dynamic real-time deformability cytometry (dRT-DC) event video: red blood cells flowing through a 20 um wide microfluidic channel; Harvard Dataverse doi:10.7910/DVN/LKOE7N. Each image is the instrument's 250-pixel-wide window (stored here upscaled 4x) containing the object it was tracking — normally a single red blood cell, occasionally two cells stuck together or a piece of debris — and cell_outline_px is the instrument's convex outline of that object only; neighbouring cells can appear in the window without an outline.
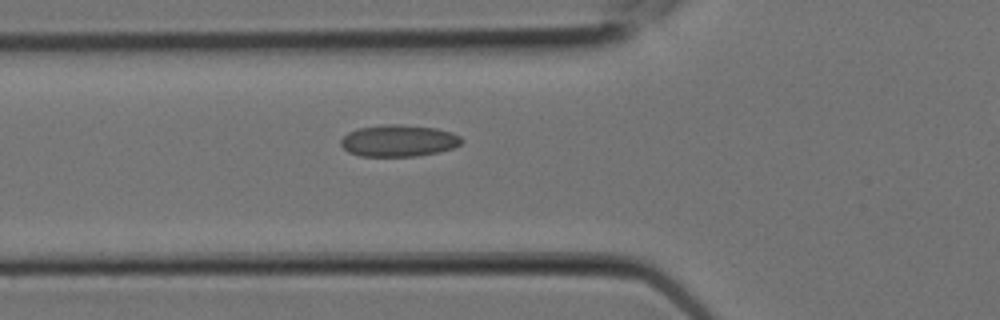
{"species": "Egyptian fruit bat (a non-hibernating species)", "species_latin": "Rousettus aegyptiacus", "temperature_condition": "room temperature", "stored_images_in_passage": 8, "camera_frame_rate_fps": 3000, "um_per_image_px": 0.085, "animal": {"sex": "female"}, "frame": {"image": 1, "passage_image": 8, "time_ms": 2.333, "image_size_px": [1000, 320], "cell_outline_px": [[464, 140], [460, 144], [452, 148], [436, 152], [416, 156], [360, 156], [348, 152], [340, 144], [340, 140], [348, 132], [360, 128], [388, 124], [400, 124], [436, 128], [452, 132], [460, 136]], "centroid_in_image_um": [33.88, 11.96], "position_along_channel_um": 91.9, "area_um2": 22.25}}